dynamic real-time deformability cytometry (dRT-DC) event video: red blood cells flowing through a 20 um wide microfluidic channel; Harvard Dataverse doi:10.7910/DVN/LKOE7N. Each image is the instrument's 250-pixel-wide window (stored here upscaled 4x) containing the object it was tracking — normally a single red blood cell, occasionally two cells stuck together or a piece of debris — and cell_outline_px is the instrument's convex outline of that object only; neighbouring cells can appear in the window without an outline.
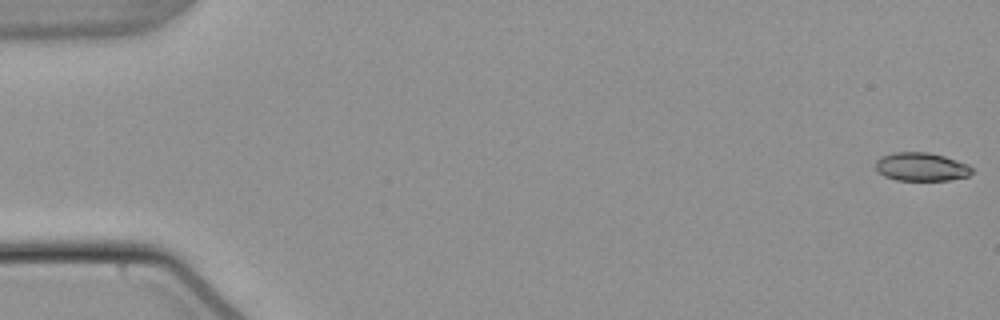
{"species": "common noctule bat (a hibernating species)", "species_latin": "Nyctalus noctula", "temperature_condition": "warm", "stored_images_in_passage": 54, "camera_frame_rate_fps": 3000, "um_per_image_px": 0.085, "animal": {"sex": "male", "body_mass_g": 21.5, "forearm_length_mm": 52.0}, "frame": {"image": 1, "passage_image": 1, "time_ms": 0.0, "image_size_px": [1000, 320], "cell_outline_px": [[972, 172], [968, 176], [948, 180], [896, 180], [884, 176], [876, 168], [876, 160], [880, 156], [892, 152], [928, 152], [944, 156], [968, 164], [972, 168]], "centroid_in_image_um": [78.29, 14.17], "position_along_channel_um": 6.7, "area_um2": 15.95}}
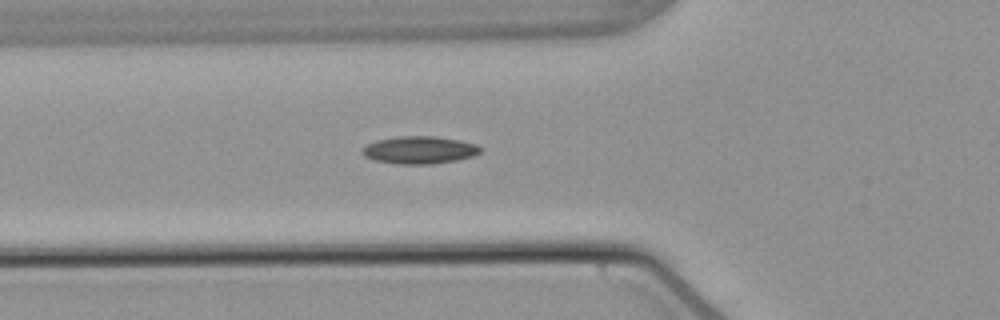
{"frame": {"image": 2, "passage_image": 20, "time_ms": 6.333, "image_size_px": [1000, 320], "cell_outline_px": [[480, 152], [476, 156], [456, 160], [432, 164], [396, 164], [376, 160], [364, 156], [360, 152], [360, 148], [376, 140], [396, 136], [436, 136], [460, 140], [476, 144], [480, 148]], "centroid_in_image_um": [35.63, 12.74], "position_along_channel_um": 90.2, "area_um2": 19.13}}
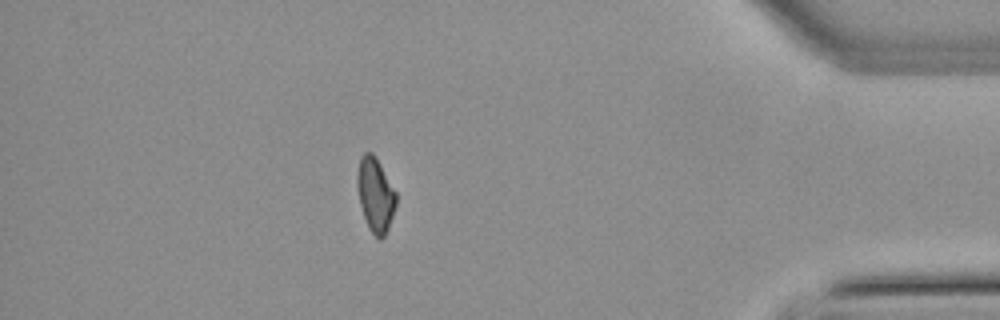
{"frame": {"image": 3, "passage_image": 48, "time_ms": 15.667, "image_size_px": [1000, 320], "cell_outline_px": [[396, 204], [388, 228], [384, 236], [380, 240], [368, 228], [360, 204], [356, 184], [356, 176], [360, 156], [364, 152], [372, 152], [376, 156], [396, 192]], "centroid_in_image_um": [31.89, 16.51], "position_along_channel_um": 403.3, "area_um2": 16.82}, "authors_computed_cell_mechanics": {"area_um2": 17.0799, "velocity_mm_per_s": 3.8198, "shape_relaxation_time_tau1_ms": 10.6319, "shape_relaxation_time_tau2_ms": 5.613, "deformation_change_tau1": 0.2219, "deformation_change_tau2": 0.1196}}